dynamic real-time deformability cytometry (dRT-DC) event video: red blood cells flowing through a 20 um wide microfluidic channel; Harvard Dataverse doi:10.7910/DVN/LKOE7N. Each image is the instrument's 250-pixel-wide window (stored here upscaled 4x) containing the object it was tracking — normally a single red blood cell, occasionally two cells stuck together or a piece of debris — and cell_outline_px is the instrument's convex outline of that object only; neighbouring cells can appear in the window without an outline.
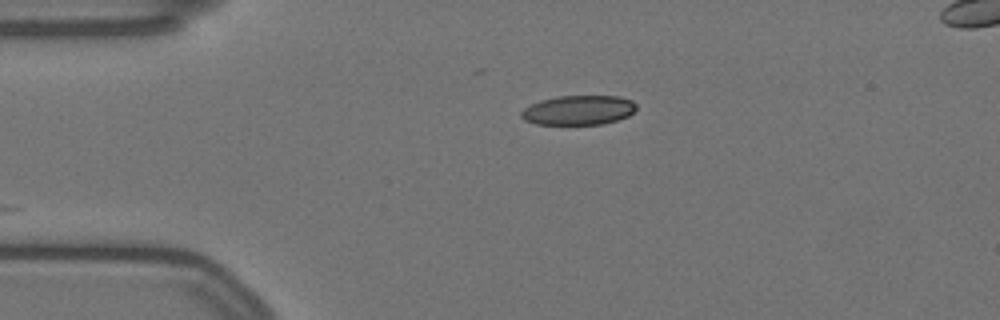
{"species": "Egyptian fruit bat (a non-hibernating species)", "species_latin": "Rousettus aegyptiacus", "temperature_condition": "warm", "stored_images_in_passage": 9, "camera_frame_rate_fps": 3000, "um_per_image_px": 0.085, "animal": {"sex": "female"}, "frame": {"image": 1, "passage_image": 1, "time_ms": 0.0, "image_size_px": [1000, 320], "cell_outline_px": [[636, 108], [628, 116], [604, 124], [536, 124], [524, 120], [520, 116], [520, 112], [524, 108], [540, 100], [560, 96], [620, 96], [632, 100], [636, 104]], "centroid_in_image_um": [49.17, 9.36], "position_along_channel_um": 35.8, "area_um2": 19.77}}
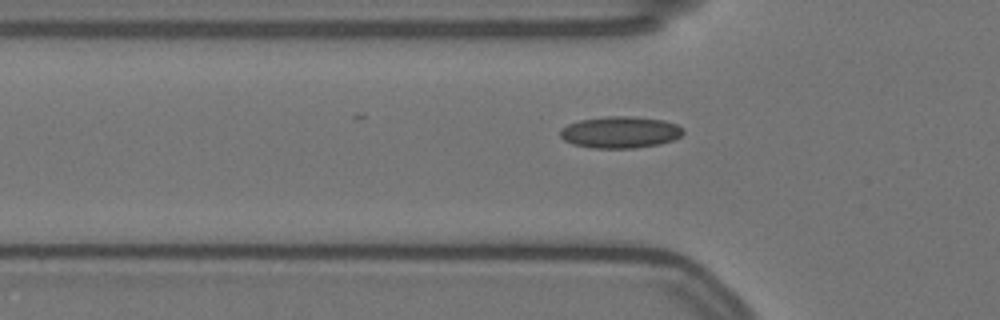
{"frame": {"image": 2, "passage_image": 7, "time_ms": 2.0, "image_size_px": [1000, 320], "cell_outline_px": [[684, 132], [680, 136], [672, 140], [656, 144], [636, 148], [592, 148], [572, 144], [564, 140], [560, 136], [560, 128], [568, 124], [580, 120], [608, 116], [632, 116], [664, 120], [676, 124], [684, 128]], "centroid_in_image_um": [52.7, 11.23], "position_along_channel_um": 73.1, "area_um2": 22.72}}